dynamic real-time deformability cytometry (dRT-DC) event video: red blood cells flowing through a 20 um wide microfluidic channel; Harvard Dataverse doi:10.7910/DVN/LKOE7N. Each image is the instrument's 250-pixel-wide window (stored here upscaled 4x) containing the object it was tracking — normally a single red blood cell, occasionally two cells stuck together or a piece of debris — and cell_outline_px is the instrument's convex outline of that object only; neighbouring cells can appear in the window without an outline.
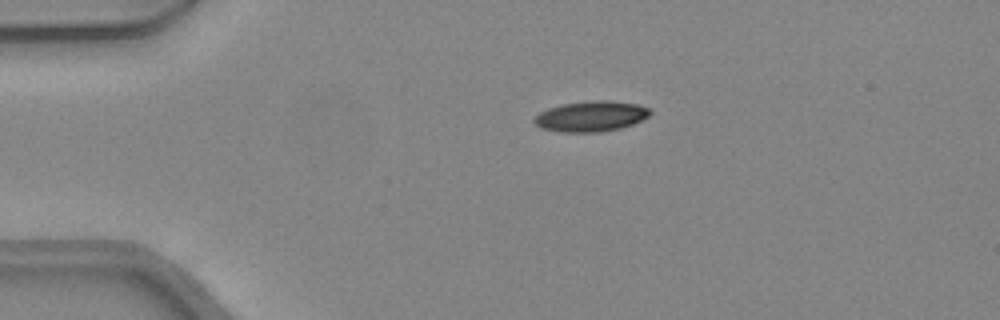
{"species": "common noctule bat (a hibernating species)", "species_latin": "Nyctalus noctula", "temperature_condition": "warm", "stored_images_in_passage": 38, "camera_frame_rate_fps": 3000, "um_per_image_px": 0.085, "animal": {"sex": "female", "body_mass_g": 24.6, "forearm_length_mm": 56.2}, "frame": {"image": 1, "passage_image": 1, "time_ms": 0.0, "image_size_px": [1000, 320], "cell_outline_px": [[652, 112], [648, 116], [632, 124], [620, 128], [596, 132], [560, 132], [540, 128], [532, 120], [540, 112], [548, 108], [564, 104], [592, 100], [608, 100], [636, 104], [648, 108]], "centroid_in_image_um": [50.2, 9.88], "position_along_channel_um": 34.8, "area_um2": 20.4}}
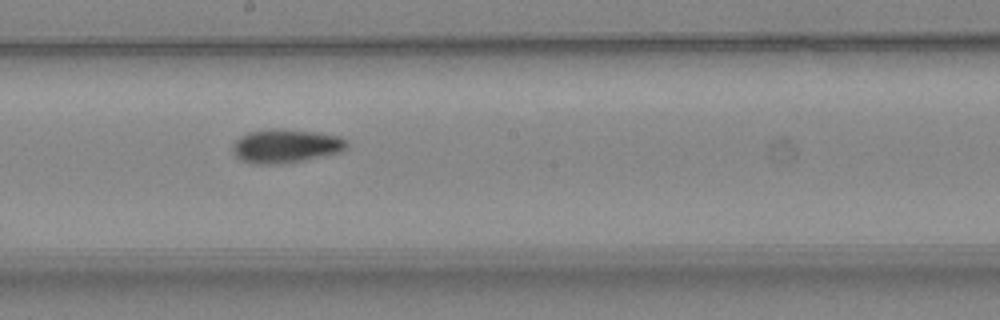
{"frame": {"image": 2, "passage_image": 17, "time_ms": 5.333, "image_size_px": [1000, 320], "cell_outline_px": [[348, 148], [340, 152], [324, 156], [304, 160], [276, 164], [248, 164], [240, 160], [236, 156], [232, 148], [236, 140], [240, 136], [248, 132], [268, 128], [280, 128], [320, 132], [340, 136], [348, 140]], "centroid_in_image_um": [24.31, 12.4], "position_along_channel_um": 223.9, "area_um2": 22.89}}
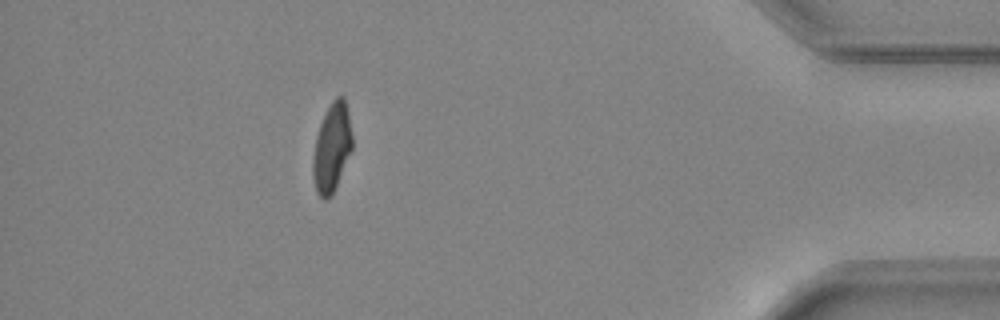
{"frame": {"image": 3, "passage_image": 33, "time_ms": 10.667, "image_size_px": [1000, 320], "cell_outline_px": [[352, 148], [332, 196], [328, 200], [324, 200], [316, 192], [312, 176], [312, 160], [316, 136], [320, 124], [332, 100], [336, 96], [344, 96], [348, 112], [352, 136]], "centroid_in_image_um": [28.19, 12.58], "position_along_channel_um": 407.0, "area_um2": 20.29}, "authors_computed_cell_mechanics": {"area_um2": 21.0392, "velocity_mm_per_s": 4.3927, "shape_relaxation_time_tau1_ms": 6.5357, "shape_relaxation_time_tau2_ms": 3.6098, "deformation_change_tau1": 0.1972, "deformation_change_tau2": 0.0996}}